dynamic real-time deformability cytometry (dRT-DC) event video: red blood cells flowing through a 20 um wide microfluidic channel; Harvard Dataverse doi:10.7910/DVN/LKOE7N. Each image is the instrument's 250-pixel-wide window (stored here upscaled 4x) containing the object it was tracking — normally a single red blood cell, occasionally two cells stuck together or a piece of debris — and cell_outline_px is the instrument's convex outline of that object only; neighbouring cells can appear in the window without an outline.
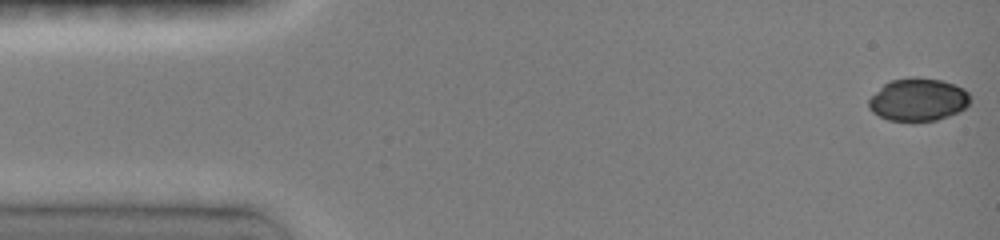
{"species": "common noctule bat (a hibernating species)", "species_latin": "Nyctalus noctula", "temperature_condition": "room temperature", "stored_images_in_passage": 44, "camera_frame_rate_fps": 3000, "um_per_image_px": 0.085, "animal": {"sex": "female", "body_mass_g": 19.0, "forearm_length_mm": 51.5}, "frame": {"image": 1, "passage_image": 1, "time_ms": 0.0, "image_size_px": [1000, 240], "cell_outline_px": [[968, 104], [960, 112], [936, 120], [888, 120], [872, 112], [868, 108], [868, 100], [884, 84], [892, 80], [912, 76], [916, 76], [940, 80], [964, 88], [968, 92]], "centroid_in_image_um": [78.03, 8.45], "position_along_channel_um": 7.0, "area_um2": 25.03}}
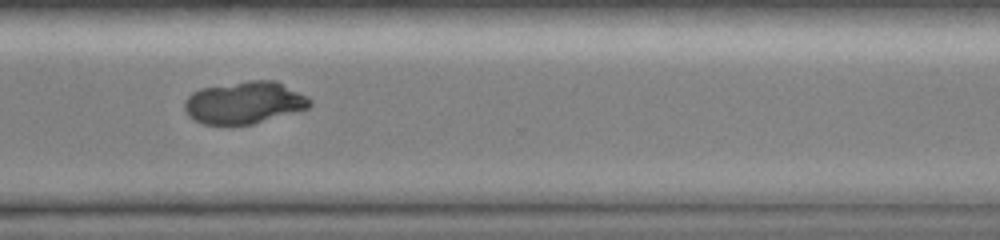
{"frame": {"image": 2, "passage_image": 28, "time_ms": 11.333, "image_size_px": [1000, 240], "cell_outline_px": [[312, 104], [308, 108], [252, 124], [204, 124], [188, 116], [184, 108], [184, 100], [192, 92], [200, 88], [248, 80], [276, 80], [308, 96], [312, 100]], "centroid_in_image_um": [20.77, 8.7], "position_along_channel_um": 349.8, "area_um2": 30.87}}
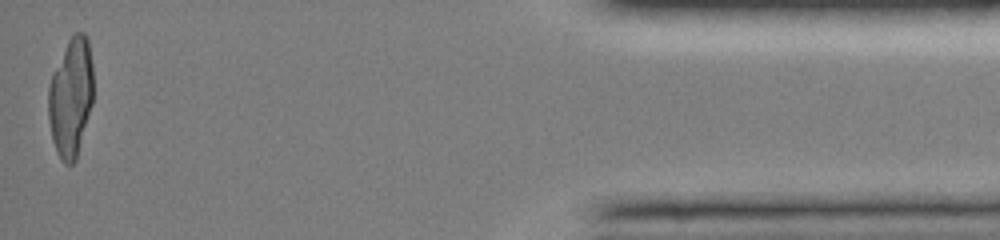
{"frame": {"image": 3, "passage_image": 41, "time_ms": 15.0, "image_size_px": [1000, 240], "cell_outline_px": [[92, 104], [76, 160], [72, 164], [64, 164], [60, 160], [56, 152], [52, 140], [48, 116], [48, 88], [52, 72], [68, 40], [76, 32], [84, 32], [88, 36], [92, 64]], "centroid_in_image_um": [6.01, 8.27], "position_along_channel_um": 429.2, "area_um2": 31.39}}